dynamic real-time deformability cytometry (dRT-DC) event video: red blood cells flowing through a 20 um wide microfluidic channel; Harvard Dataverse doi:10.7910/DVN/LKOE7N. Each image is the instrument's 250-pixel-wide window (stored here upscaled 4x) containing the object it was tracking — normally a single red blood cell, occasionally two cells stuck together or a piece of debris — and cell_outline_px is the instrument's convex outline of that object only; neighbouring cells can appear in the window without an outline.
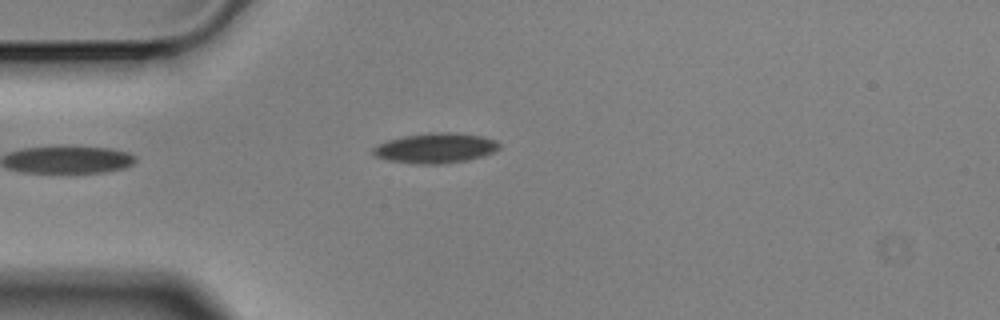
{"species": "Egyptian fruit bat (a non-hibernating species)", "species_latin": "Rousettus aegyptiacus", "temperature_condition": "cold", "stored_images_in_passage": 1, "camera_frame_rate_fps": 3000, "um_per_image_px": 0.085, "animal": {"sex": "male"}, "frame": {"image": 1, "passage_image": 1, "time_ms": 0.0, "image_size_px": [1000, 320], "cell_outline_px": [[500, 148], [496, 152], [484, 156], [468, 160], [440, 164], [416, 164], [388, 160], [376, 156], [372, 152], [372, 148], [388, 140], [404, 136], [436, 132], [448, 132], [480, 136], [496, 140], [500, 144]], "centroid_in_image_um": [37.06, 12.6], "position_along_channel_um": 47.9, "area_um2": 22.02}}